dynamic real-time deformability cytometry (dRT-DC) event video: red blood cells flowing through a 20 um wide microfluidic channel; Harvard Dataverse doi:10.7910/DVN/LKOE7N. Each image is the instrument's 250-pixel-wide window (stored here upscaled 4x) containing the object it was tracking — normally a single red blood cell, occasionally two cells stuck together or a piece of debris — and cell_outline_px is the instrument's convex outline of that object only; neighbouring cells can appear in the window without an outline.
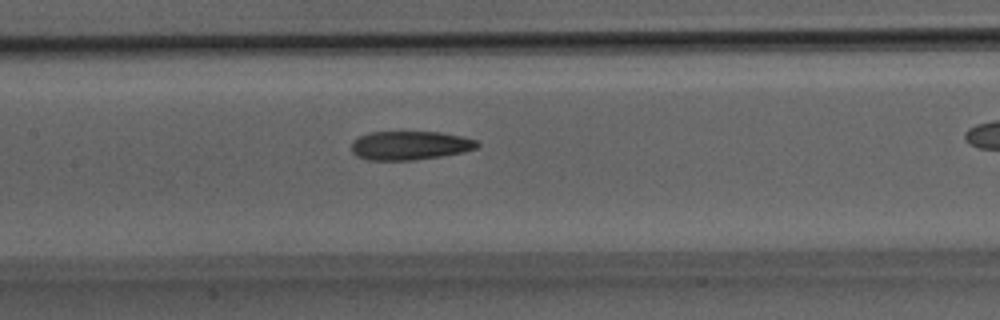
{"species": "Egyptian fruit bat (a non-hibernating species)", "species_latin": "Rousettus aegyptiacus", "temperature_condition": "room temperature", "stored_images_in_passage": 22, "camera_frame_rate_fps": 3000, "um_per_image_px": 0.085, "animal": {"sex": "male"}, "frame": {"image": 1, "passage_image": 13, "time_ms": 4.0, "image_size_px": [1000, 320], "cell_outline_px": [[480, 144], [476, 148], [464, 152], [416, 160], [368, 160], [356, 156], [352, 152], [352, 140], [360, 136], [372, 132], [440, 132], [464, 136], [476, 140]], "centroid_in_image_um": [34.85, 12.36], "position_along_channel_um": 172.5, "area_um2": 21.21}}
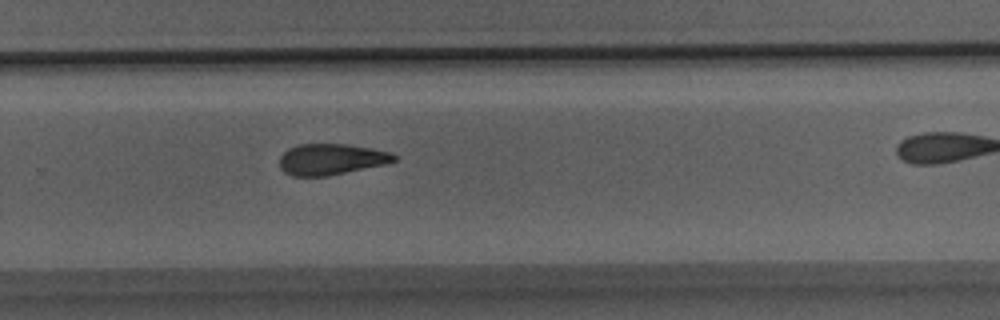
{"frame": {"image": 2, "passage_image": 19, "time_ms": 6.0, "image_size_px": [1000, 320], "cell_outline_px": [[396, 160], [388, 164], [328, 176], [292, 176], [284, 172], [280, 168], [280, 156], [288, 148], [300, 144], [348, 144], [372, 148], [392, 152], [396, 156]], "centroid_in_image_um": [28.17, 13.54], "position_along_channel_um": 301.6, "area_um2": 20.98}}